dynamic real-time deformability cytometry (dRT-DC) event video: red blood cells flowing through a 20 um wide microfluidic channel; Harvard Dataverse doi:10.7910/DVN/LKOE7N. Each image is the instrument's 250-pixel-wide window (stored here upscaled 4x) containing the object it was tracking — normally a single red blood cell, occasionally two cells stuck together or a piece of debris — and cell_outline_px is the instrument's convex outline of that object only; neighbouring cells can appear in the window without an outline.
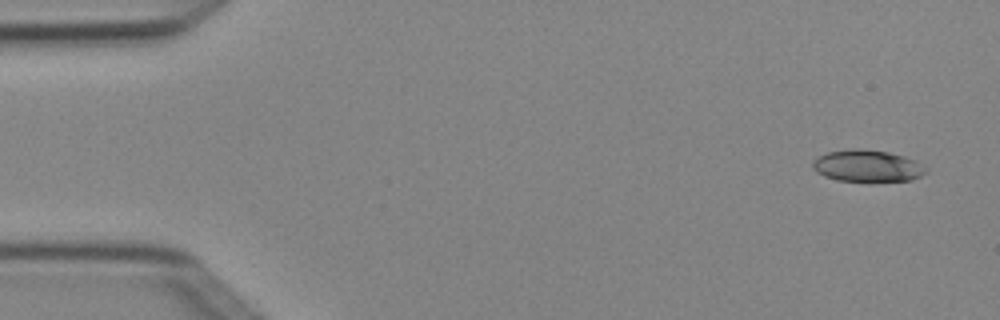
{"species": "Egyptian fruit bat (a non-hibernating species)", "species_latin": "Rousettus aegyptiacus", "temperature_condition": "cold", "stored_images_in_passage": 5, "camera_frame_rate_fps": 3000, "um_per_image_px": 0.085, "animal": {"sex": "female"}, "frame": {"image": 1, "passage_image": 1, "time_ms": 0.0, "image_size_px": [1000, 320], "cell_outline_px": [[928, 168], [920, 176], [912, 180], [836, 180], [824, 176], [816, 172], [812, 168], [812, 164], [820, 156], [828, 152], [852, 148], [860, 148], [888, 152], [904, 156]], "centroid_in_image_um": [73.69, 14.08], "position_along_channel_um": 11.3, "area_um2": 20.52}}
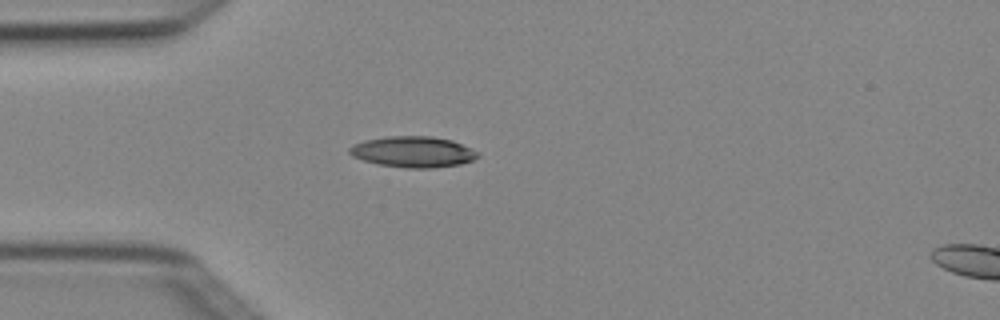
{"frame": {"image": 2, "passage_image": 4, "time_ms": 1.0, "image_size_px": [1000, 320], "cell_outline_px": [[480, 156], [472, 160], [460, 164], [432, 168], [404, 168], [376, 164], [352, 156], [348, 152], [348, 148], [352, 144], [364, 140], [388, 136], [432, 136], [452, 140], [480, 152]], "centroid_in_image_um": [35.1, 12.9], "position_along_channel_um": 49.9, "area_um2": 23.35}}